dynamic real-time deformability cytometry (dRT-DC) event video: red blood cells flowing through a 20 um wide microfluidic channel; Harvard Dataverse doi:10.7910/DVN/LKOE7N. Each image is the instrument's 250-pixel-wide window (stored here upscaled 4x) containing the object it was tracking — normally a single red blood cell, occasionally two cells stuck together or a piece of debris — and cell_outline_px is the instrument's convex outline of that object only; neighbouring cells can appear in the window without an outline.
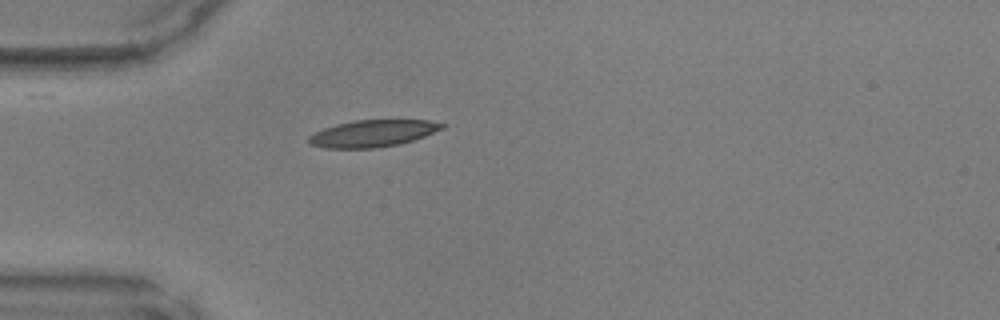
{"species": "common noctule bat (a hibernating species)", "species_latin": "Nyctalus noctula", "temperature_condition": "warm", "stored_images_in_passage": 35, "camera_frame_rate_fps": 3000, "um_per_image_px": 0.085, "animal": {"sex": "male", "body_mass_g": 17.9, "forearm_length_mm": 54.2}, "frame": {"image": 1, "passage_image": 1, "time_ms": 0.0, "image_size_px": [1000, 320], "cell_outline_px": [[448, 124], [444, 128], [424, 136], [400, 144], [376, 148], [324, 148], [312, 144], [308, 140], [308, 136], [324, 128], [336, 124], [356, 120], [428, 120]], "centroid_in_image_um": [31.71, 11.33], "position_along_channel_um": 53.3, "area_um2": 20.81}}
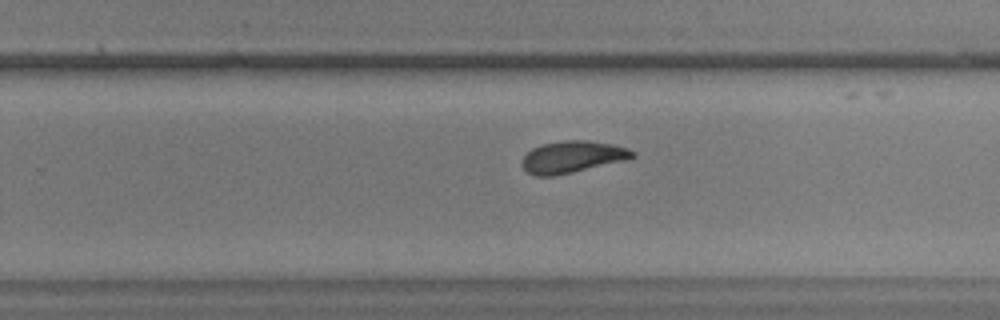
{"frame": {"image": 2, "passage_image": 18, "time_ms": 5.667, "image_size_px": [1000, 320], "cell_outline_px": [[636, 156], [628, 160], [556, 176], [536, 176], [528, 172], [520, 164], [520, 160], [532, 148], [544, 144], [564, 140], [588, 140], [612, 144], [628, 148], [636, 152]], "centroid_in_image_um": [48.68, 13.34], "position_along_channel_um": 281.1, "area_um2": 20.75}}
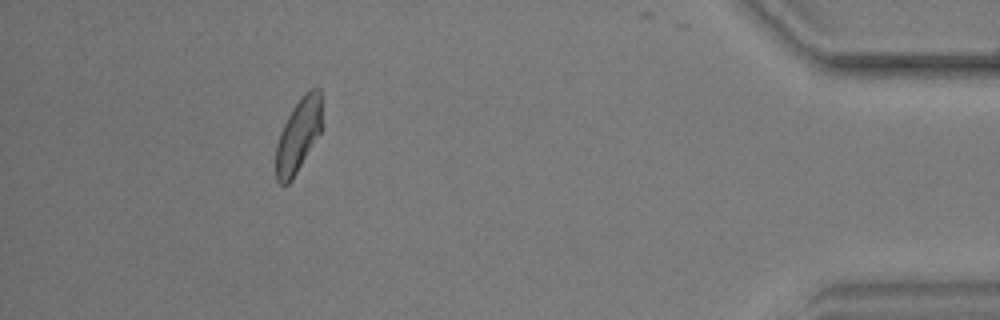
{"frame": {"image": 3, "passage_image": 31, "time_ms": 10.0, "image_size_px": [1000, 320], "cell_outline_px": [[320, 132], [292, 180], [288, 184], [280, 184], [276, 180], [276, 144], [280, 132], [292, 108], [300, 96], [308, 88], [320, 88]], "centroid_in_image_um": [25.33, 11.49], "position_along_channel_um": 409.9, "area_um2": 19.48}}